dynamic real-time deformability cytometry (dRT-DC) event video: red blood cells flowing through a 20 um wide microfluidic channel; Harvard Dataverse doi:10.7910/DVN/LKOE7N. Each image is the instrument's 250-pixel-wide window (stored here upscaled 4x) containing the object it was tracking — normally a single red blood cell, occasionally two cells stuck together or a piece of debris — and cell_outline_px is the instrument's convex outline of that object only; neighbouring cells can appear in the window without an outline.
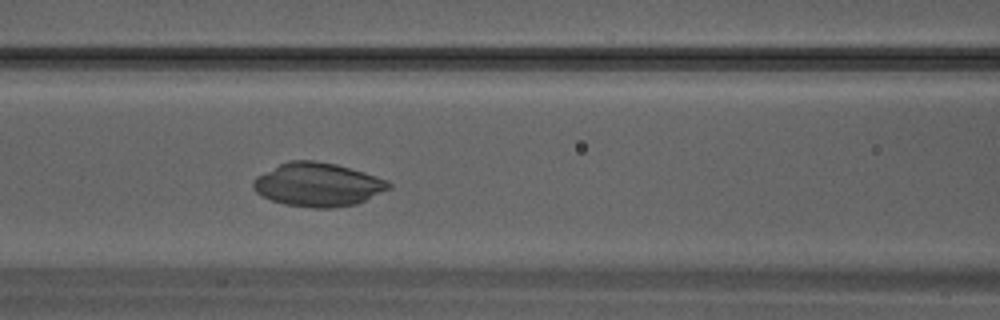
{"species": "Egyptian fruit bat (a non-hibernating species)", "species_latin": "Rousettus aegyptiacus", "temperature_condition": "warm", "stored_images_in_passage": 16, "camera_frame_rate_fps": 3000, "um_per_image_px": 0.085, "animal": {"sex": "male"}, "frame": {"image": 1, "passage_image": 12, "time_ms": 3.667, "image_size_px": [1000, 320], "cell_outline_px": [[392, 188], [356, 204], [332, 208], [312, 208], [284, 204], [272, 200], [256, 192], [252, 188], [252, 180], [256, 176], [288, 160], [312, 160], [336, 164], [364, 172], [388, 180], [392, 184]], "centroid_in_image_um": [27.02, 15.69], "position_along_channel_um": 139.6, "area_um2": 34.51}}
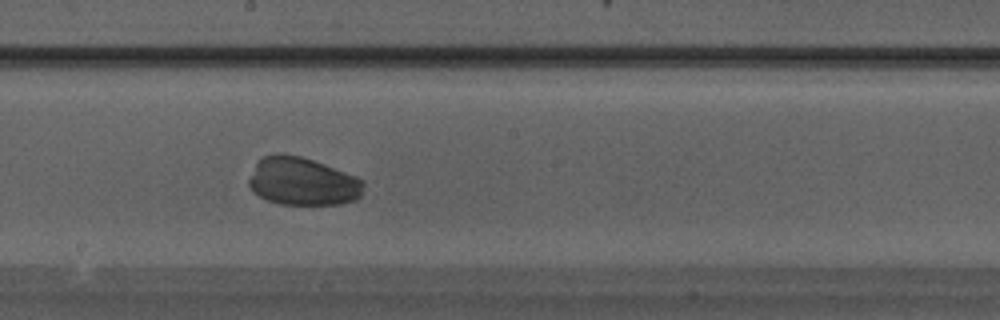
{"frame": {"image": 2, "passage_image": 16, "time_ms": 5.0, "image_size_px": [1000, 320], "cell_outline_px": [[364, 184], [360, 196], [356, 200], [340, 204], [280, 204], [268, 200], [260, 196], [248, 184], [248, 180], [256, 164], [264, 156], [300, 156], [324, 164], [364, 180]], "centroid_in_image_um": [25.75, 15.46], "position_along_channel_um": 222.4, "area_um2": 31.21}}